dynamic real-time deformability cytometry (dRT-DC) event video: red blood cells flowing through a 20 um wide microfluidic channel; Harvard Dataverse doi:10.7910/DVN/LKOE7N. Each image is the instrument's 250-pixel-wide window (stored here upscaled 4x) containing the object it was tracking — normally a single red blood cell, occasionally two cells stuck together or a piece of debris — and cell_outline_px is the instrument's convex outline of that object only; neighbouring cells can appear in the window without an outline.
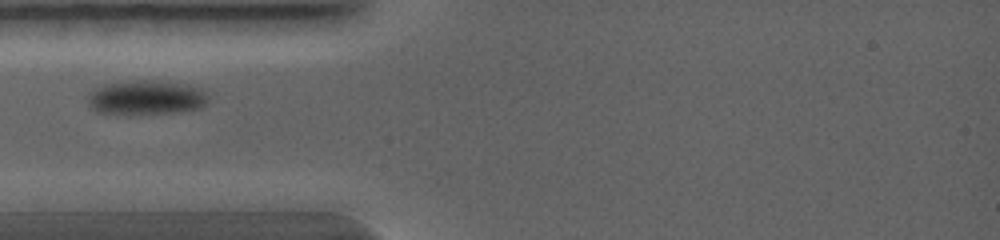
{"species": "common noctule bat (a hibernating species)", "species_latin": "Nyctalus noctula", "temperature_condition": "warm", "stored_images_in_passage": 20, "camera_frame_rate_fps": 5000, "um_per_image_px": 0.085, "animal": {"sex": "female", "body_mass_g": 19.0, "forearm_length_mm": 56.7}, "frame": {"image": 1, "passage_image": 1, "time_ms": 0.0, "image_size_px": [1000, 240], "cell_outline_px": [[208, 100], [200, 108], [180, 112], [128, 116], [96, 112], [88, 104], [88, 96], [96, 88], [104, 84], [136, 80], [152, 80], [188, 84], [204, 88], [208, 96]], "centroid_in_image_um": [12.45, 8.32], "position_along_channel_um": 72.6, "area_um2": 24.91}}